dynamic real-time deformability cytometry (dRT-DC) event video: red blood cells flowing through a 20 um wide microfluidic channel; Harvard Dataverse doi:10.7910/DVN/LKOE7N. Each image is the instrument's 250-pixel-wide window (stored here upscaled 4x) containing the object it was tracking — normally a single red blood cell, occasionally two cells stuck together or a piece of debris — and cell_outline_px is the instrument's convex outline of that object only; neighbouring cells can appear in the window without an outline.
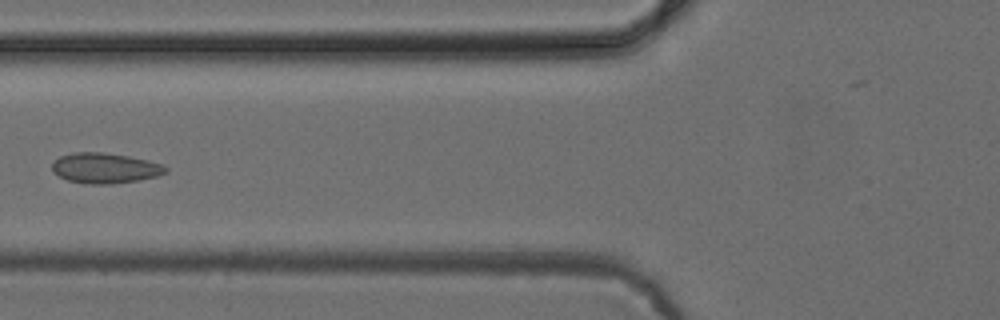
{"species": "common noctule bat (a hibernating species)", "species_latin": "Nyctalus noctula", "temperature_condition": "cold", "stored_images_in_passage": 5, "camera_frame_rate_fps": 3000, "um_per_image_px": 0.085, "animal": {"sex": "female", "body_mass_g": 24.6, "forearm_length_mm": 56.2}, "frame": {"image": 1, "passage_image": 4, "time_ms": 3.667, "image_size_px": [1000, 320], "cell_outline_px": [[168, 172], [156, 176], [140, 180], [112, 184], [84, 184], [68, 180], [52, 172], [52, 164], [60, 156], [72, 152], [104, 152], [128, 156], [148, 160], [160, 164], [168, 168]], "centroid_in_image_um": [8.92, 14.29], "position_along_channel_um": 116.9, "area_um2": 20.17}}
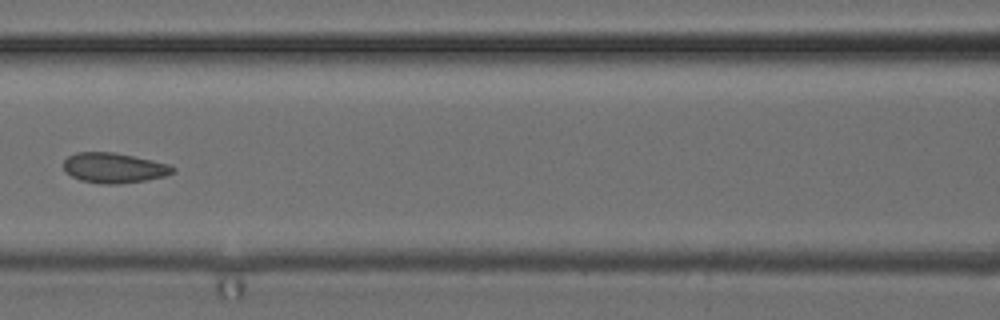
{"frame": {"image": 2, "passage_image": 5, "time_ms": 4.667, "image_size_px": [1000, 320], "cell_outline_px": [[176, 172], [164, 176], [148, 180], [120, 184], [100, 184], [80, 180], [72, 176], [64, 168], [64, 160], [68, 156], [76, 152], [112, 152], [152, 160], [168, 164], [176, 168]], "centroid_in_image_um": [9.71, 14.28], "position_along_channel_um": 156.9, "area_um2": 19.19}}